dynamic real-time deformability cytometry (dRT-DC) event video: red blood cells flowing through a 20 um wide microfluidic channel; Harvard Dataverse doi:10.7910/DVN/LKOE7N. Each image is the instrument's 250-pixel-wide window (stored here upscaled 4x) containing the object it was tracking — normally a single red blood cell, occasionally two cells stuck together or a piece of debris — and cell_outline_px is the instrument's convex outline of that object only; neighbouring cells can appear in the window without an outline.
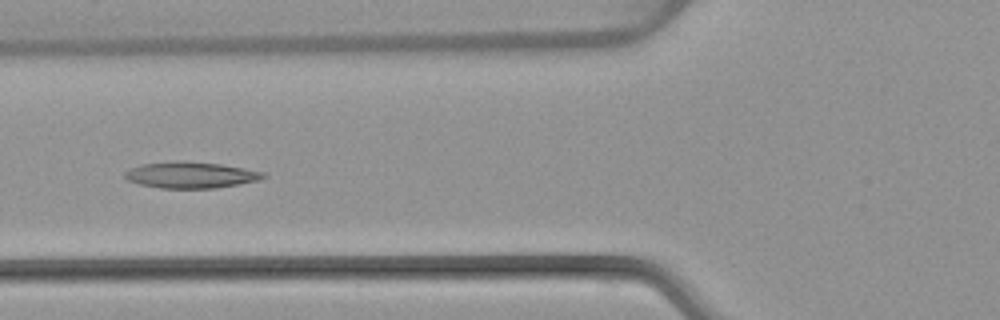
{"species": "common noctule bat (a hibernating species)", "species_latin": "Nyctalus noctula", "temperature_condition": "warm", "stored_images_in_passage": 6, "camera_frame_rate_fps": 3000, "um_per_image_px": 0.085, "animal": {"sex": "female", "body_mass_g": 22.7, "forearm_length_mm": 54.2}, "frame": {"image": 1, "passage_image": 5, "time_ms": 5.0, "image_size_px": [1000, 320], "cell_outline_px": [[268, 176], [260, 180], [240, 184], [216, 188], [160, 188], [140, 184], [128, 180], [124, 176], [124, 172], [132, 168], [144, 164], [220, 164], [244, 168], [264, 172]], "centroid_in_image_um": [16.3, 14.93], "position_along_channel_um": 109.5, "area_um2": 20.06}}
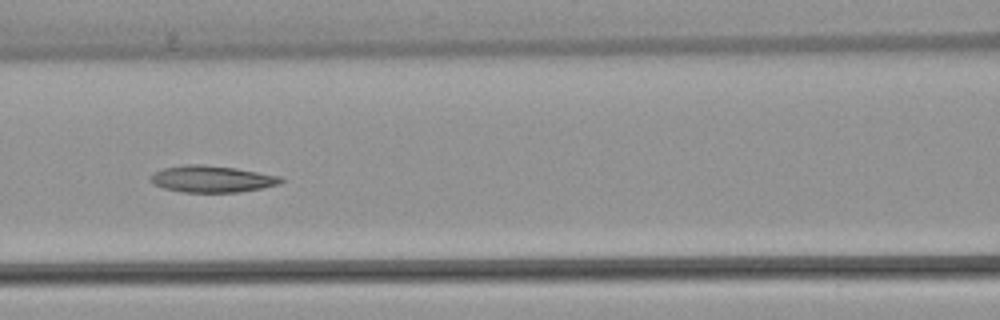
{"frame": {"image": 2, "passage_image": 6, "time_ms": 6.0, "image_size_px": [1000, 320], "cell_outline_px": [[284, 180], [280, 184], [240, 192], [180, 192], [164, 188], [152, 184], [148, 180], [148, 176], [152, 172], [164, 168], [188, 164], [200, 164], [236, 168], [280, 176]], "centroid_in_image_um": [17.95, 15.21], "position_along_channel_um": 148.7, "area_um2": 20.4}}